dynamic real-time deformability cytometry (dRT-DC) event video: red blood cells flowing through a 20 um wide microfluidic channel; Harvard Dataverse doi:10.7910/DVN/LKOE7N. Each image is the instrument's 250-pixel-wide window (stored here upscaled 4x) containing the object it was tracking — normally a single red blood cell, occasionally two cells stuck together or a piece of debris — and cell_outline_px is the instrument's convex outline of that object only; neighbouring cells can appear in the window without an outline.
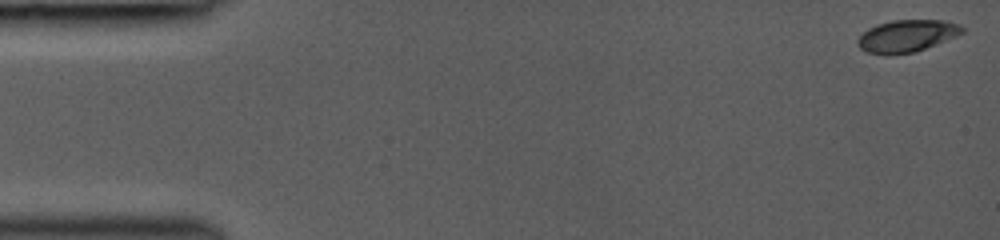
{"species": "common noctule bat (a hibernating species)", "species_latin": "Nyctalus noctula", "temperature_condition": "room temperature", "stored_images_in_passage": 10, "camera_frame_rate_fps": 3000, "um_per_image_px": 0.085, "animal": {"sex": "female", "body_mass_g": 19.0, "forearm_length_mm": 53.3}, "frame": {"image": 1, "passage_image": 1, "time_ms": 0.0, "image_size_px": [1000, 240], "cell_outline_px": [[964, 32], [956, 36], [916, 52], [888, 56], [868, 52], [860, 48], [856, 44], [856, 40], [868, 28], [876, 24], [892, 20], [944, 20], [960, 24], [964, 28]], "centroid_in_image_um": [77.06, 3.06], "position_along_channel_um": 7.9, "area_um2": 19.83}}
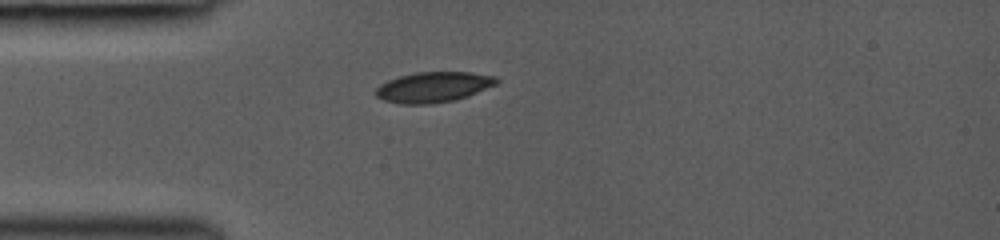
{"frame": {"image": 2, "passage_image": 9, "time_ms": 4.0, "image_size_px": [1000, 240], "cell_outline_px": [[500, 80], [496, 84], [468, 96], [456, 100], [432, 104], [400, 104], [384, 100], [376, 96], [376, 88], [380, 84], [388, 80], [400, 76], [416, 72], [472, 72], [496, 76]], "centroid_in_image_um": [36.86, 7.4], "position_along_channel_um": 48.1, "area_um2": 21.5}}